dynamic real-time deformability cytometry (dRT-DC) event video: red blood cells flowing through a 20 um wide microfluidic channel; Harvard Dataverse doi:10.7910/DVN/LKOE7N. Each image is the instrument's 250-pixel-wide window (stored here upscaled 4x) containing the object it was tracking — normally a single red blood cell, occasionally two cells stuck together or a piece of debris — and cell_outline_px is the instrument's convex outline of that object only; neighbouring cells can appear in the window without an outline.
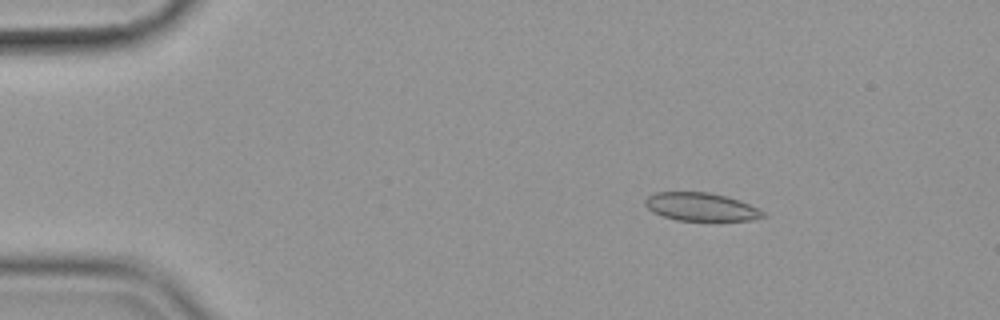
{"species": "common noctule bat (a hibernating species)", "species_latin": "Nyctalus noctula", "temperature_condition": "cold", "stored_images_in_passage": 56, "camera_frame_rate_fps": 3000, "um_per_image_px": 0.085, "animal": {"sex": "female", "body_mass_g": 19.9}, "frame": {"image": 1, "passage_image": 9, "time_ms": 2.667, "image_size_px": [1000, 320], "cell_outline_px": [[768, 216], [752, 220], [676, 220], [652, 212], [644, 204], [644, 200], [648, 196], [656, 192], [708, 192], [740, 200], [760, 208]], "centroid_in_image_um": [59.61, 17.58], "position_along_channel_um": 25.4, "area_um2": 19.36}}
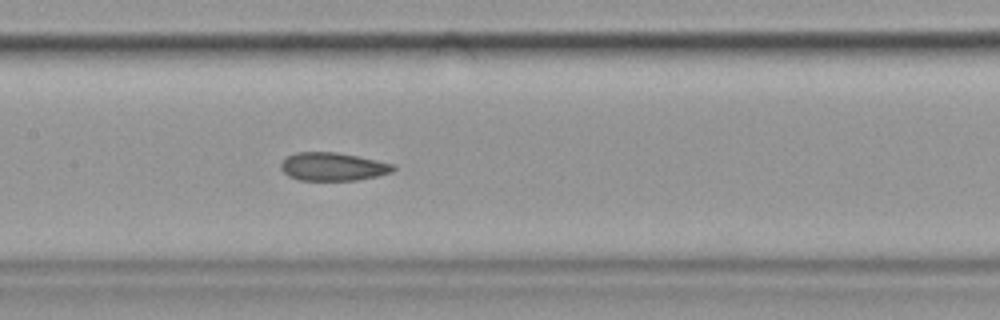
{"frame": {"image": 2, "passage_image": 28, "time_ms": 9.0, "image_size_px": [1000, 320], "cell_outline_px": [[396, 168], [392, 172], [376, 176], [356, 180], [300, 180], [288, 176], [280, 168], [280, 164], [288, 156], [296, 152], [336, 152], [396, 164]], "centroid_in_image_um": [28.3, 14.16], "position_along_channel_um": 179.1, "area_um2": 18.38}}
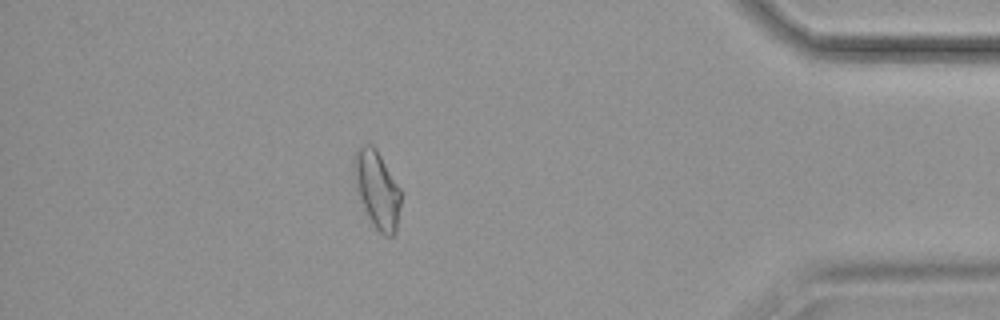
{"frame": {"image": 3, "passage_image": 50, "time_ms": 16.333, "image_size_px": [1000, 320], "cell_outline_px": [[400, 204], [396, 232], [392, 236], [384, 236], [372, 224], [360, 200], [356, 188], [352, 172], [352, 160], [356, 148], [360, 144], [372, 144], [376, 148], [400, 188]], "centroid_in_image_um": [32.01, 16.06], "position_along_channel_um": 403.2, "area_um2": 21.33}, "authors_computed_cell_mechanics": {"area_um2": 19.7965, "velocity_mm_per_s": 3.5755, "shape_relaxation_time_tau1_ms": null, "shape_relaxation_time_tau2_ms": 4.2964, "deformation_change_tau1": null, "deformation_change_tau2": 0.0753}}